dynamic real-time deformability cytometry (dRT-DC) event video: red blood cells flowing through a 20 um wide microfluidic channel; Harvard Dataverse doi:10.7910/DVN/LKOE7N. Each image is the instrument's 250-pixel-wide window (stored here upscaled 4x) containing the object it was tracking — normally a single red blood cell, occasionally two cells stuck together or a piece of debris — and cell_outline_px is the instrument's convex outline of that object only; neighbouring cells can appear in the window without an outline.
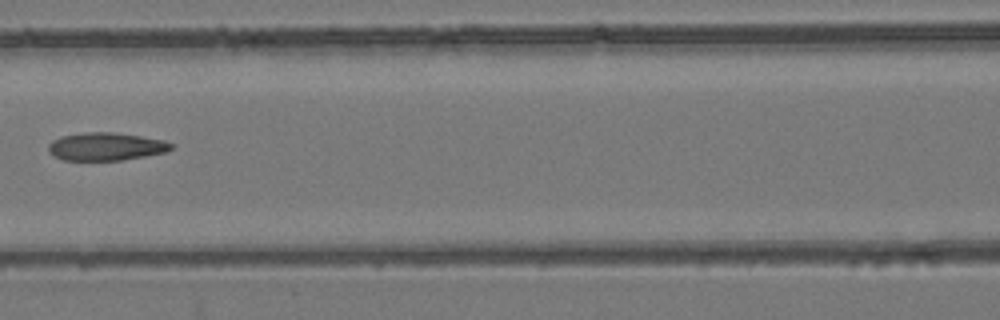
{"species": "common noctule bat (a hibernating species)", "species_latin": "Nyctalus noctula", "temperature_condition": "room temperature", "stored_images_in_passage": 7, "camera_frame_rate_fps": 3000, "um_per_image_px": 0.085, "animal": {"sex": "female", "body_mass_g": 24.6, "forearm_length_mm": 56.2}, "frame": {"image": 1, "passage_image": 7, "time_ms": 2.0, "image_size_px": [1000, 320], "cell_outline_px": [[172, 148], [164, 152], [144, 156], [120, 160], [64, 160], [56, 156], [48, 148], [48, 144], [52, 140], [60, 136], [84, 132], [112, 132], [140, 136], [164, 140], [172, 144]], "centroid_in_image_um": [8.98, 12.44], "position_along_channel_um": 157.6, "area_um2": 19.71}}